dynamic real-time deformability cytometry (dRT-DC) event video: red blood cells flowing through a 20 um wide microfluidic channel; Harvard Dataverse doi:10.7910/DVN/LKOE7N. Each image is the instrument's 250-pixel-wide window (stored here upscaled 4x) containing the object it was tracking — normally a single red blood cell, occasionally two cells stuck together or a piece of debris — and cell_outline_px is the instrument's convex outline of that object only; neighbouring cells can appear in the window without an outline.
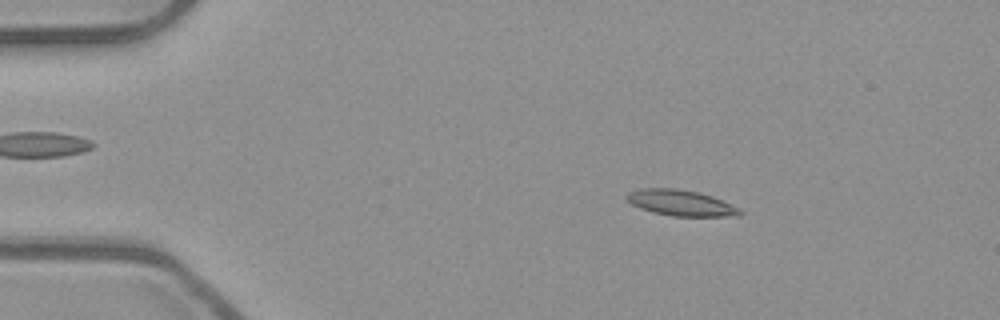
{"species": "common noctule bat (a hibernating species)", "species_latin": "Nyctalus noctula", "temperature_condition": "room temperature", "stored_images_in_passage": 53, "camera_frame_rate_fps": 3000, "um_per_image_px": 0.085, "animal": {"sex": "male", "body_mass_g": 23.1, "forearm_length_mm": 52.7}, "frame": {"image": 1, "passage_image": 9, "time_ms": 2.667, "image_size_px": [1000, 320], "cell_outline_px": [[744, 212], [740, 216], [672, 216], [652, 212], [640, 208], [632, 204], [624, 196], [628, 192], [640, 188], [676, 188], [700, 192], [724, 200], [740, 208]], "centroid_in_image_um": [57.9, 17.24], "position_along_channel_um": 27.1, "area_um2": 17.34}}
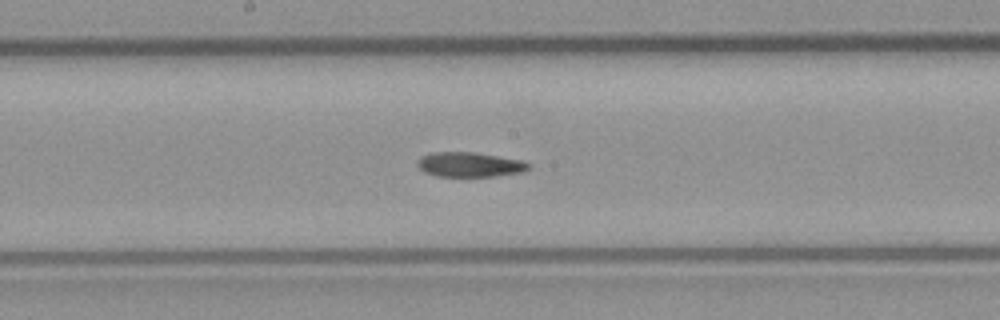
{"frame": {"image": 2, "passage_image": 28, "time_ms": 9.0, "image_size_px": [1000, 320], "cell_outline_px": [[532, 168], [524, 172], [496, 176], [436, 176], [424, 172], [416, 164], [416, 160], [420, 156], [432, 152], [472, 152], [524, 160], [532, 164]], "centroid_in_image_um": [39.96, 13.99], "position_along_channel_um": 208.2, "area_um2": 16.3}}
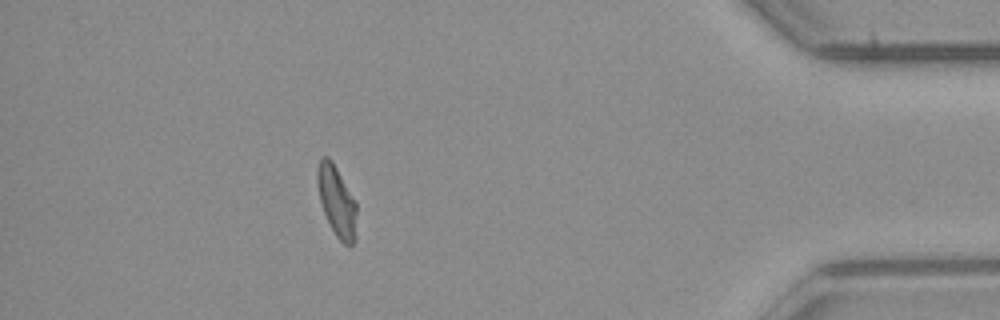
{"frame": {"image": 3, "passage_image": 47, "time_ms": 15.333, "image_size_px": [1000, 320], "cell_outline_px": [[356, 240], [352, 244], [344, 244], [336, 236], [324, 212], [320, 200], [316, 180], [316, 168], [320, 156], [328, 156], [332, 160], [356, 200]], "centroid_in_image_um": [28.62, 17.05], "position_along_channel_um": 406.6, "area_um2": 16.36}, "authors_computed_cell_mechanics": {"area_um2": 16.5308, "velocity_mm_per_s": 3.9323, "shape_relaxation_time_tau1_ms": 5.6069, "shape_relaxation_time_tau2_ms": 3.5046, "deformation_change_tau1": 0.1962, "deformation_change_tau2": 0.1043}}